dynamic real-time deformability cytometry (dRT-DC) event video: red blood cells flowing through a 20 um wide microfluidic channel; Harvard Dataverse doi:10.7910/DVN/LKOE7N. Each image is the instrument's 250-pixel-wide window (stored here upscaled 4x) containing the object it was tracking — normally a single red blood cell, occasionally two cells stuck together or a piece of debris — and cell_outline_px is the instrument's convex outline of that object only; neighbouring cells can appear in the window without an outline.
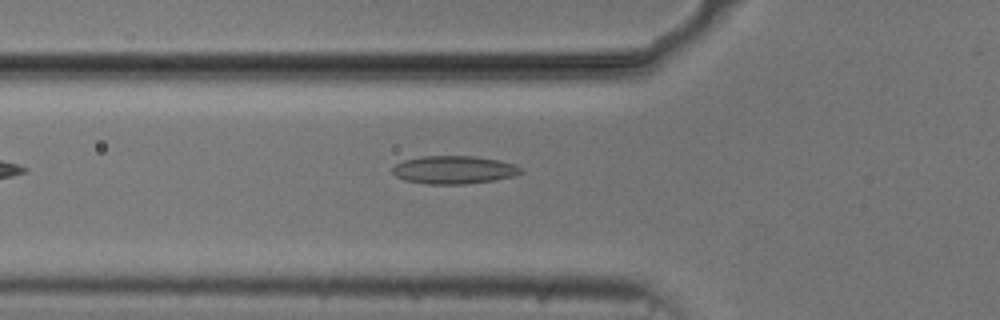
{"species": "common noctule bat (a hibernating species)", "species_latin": "Nyctalus noctula", "temperature_condition": "cold", "stored_images_in_passage": 35, "camera_frame_rate_fps": 3000, "um_per_image_px": 0.085, "animal": {"sex": "male", "body_mass_g": 20.5, "forearm_length_mm": 52.5}, "frame": {"image": 1, "passage_image": 2, "time_ms": 0.333, "image_size_px": [1000, 320], "cell_outline_px": [[524, 172], [512, 176], [492, 180], [464, 184], [428, 184], [404, 180], [396, 176], [392, 172], [392, 168], [396, 164], [404, 160], [420, 156], [476, 156], [500, 160], [512, 164], [520, 168]], "centroid_in_image_um": [38.55, 14.43], "position_along_channel_um": 87.3, "area_um2": 20.87}}
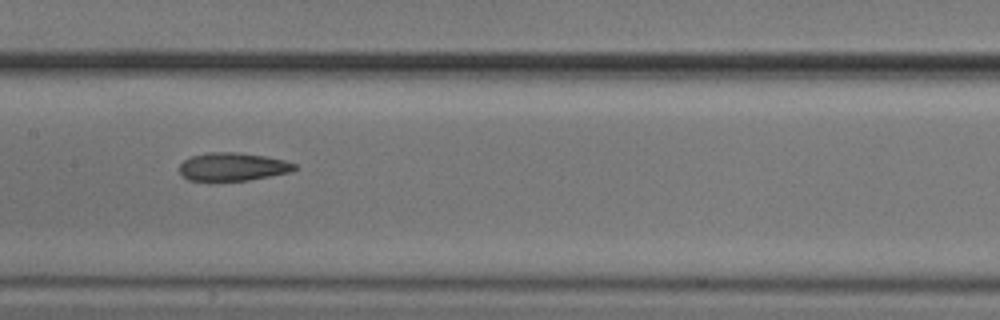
{"frame": {"image": 2, "passage_image": 10, "time_ms": 3.0, "image_size_px": [1000, 320], "cell_outline_px": [[296, 168], [292, 172], [248, 180], [188, 180], [180, 172], [180, 164], [184, 160], [192, 156], [208, 152], [236, 152], [264, 156], [284, 160], [296, 164]], "centroid_in_image_um": [19.8, 14.16], "position_along_channel_um": 187.6, "area_um2": 18.67}}
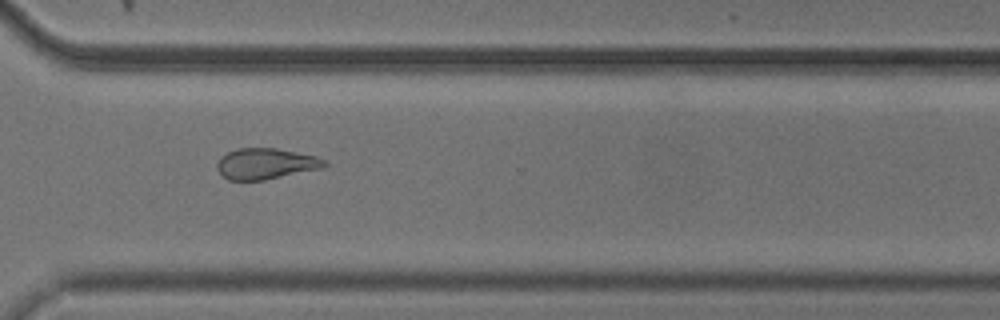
{"frame": {"image": 3, "passage_image": 23, "time_ms": 7.333, "image_size_px": [1000, 320], "cell_outline_px": [[328, 164], [324, 168], [264, 180], [228, 180], [216, 168], [216, 164], [220, 156], [236, 148], [276, 148], [316, 156], [328, 160]], "centroid_in_image_um": [22.61, 13.91], "position_along_channel_um": 348.0, "area_um2": 19.54}}